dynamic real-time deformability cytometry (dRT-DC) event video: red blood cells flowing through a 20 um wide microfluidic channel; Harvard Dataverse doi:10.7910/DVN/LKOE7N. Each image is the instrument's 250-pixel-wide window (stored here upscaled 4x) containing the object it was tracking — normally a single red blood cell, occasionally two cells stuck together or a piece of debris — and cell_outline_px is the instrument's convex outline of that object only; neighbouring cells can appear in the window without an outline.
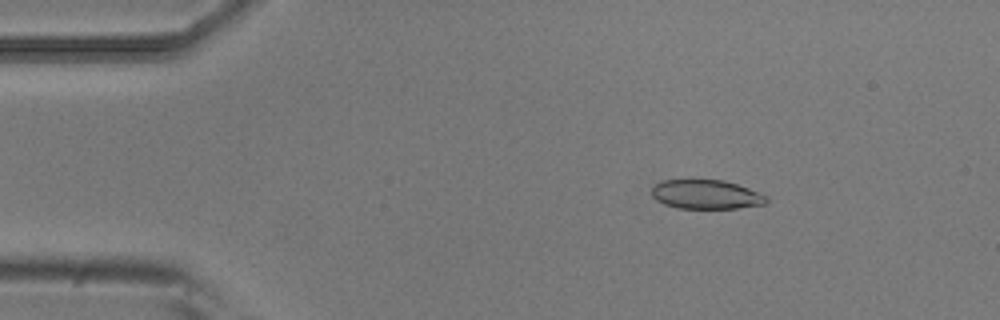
{"species": "common noctule bat (a hibernating species)", "species_latin": "Nyctalus noctula", "temperature_condition": "room temperature", "stored_images_in_passage": 4, "camera_frame_rate_fps": 3000, "um_per_image_px": 0.085, "animal": {"sex": "male", "body_mass_g": 20.5, "forearm_length_mm": 52.5}, "frame": {"image": 1, "passage_image": 2, "time_ms": 0.333, "image_size_px": [1000, 320], "cell_outline_px": [[768, 200], [764, 204], [736, 208], [676, 208], [664, 204], [656, 200], [652, 196], [652, 188], [656, 184], [664, 180], [692, 176], [724, 180], [748, 188], [768, 196]], "centroid_in_image_um": [59.97, 16.47], "position_along_channel_um": 25.0, "area_um2": 20.23}}
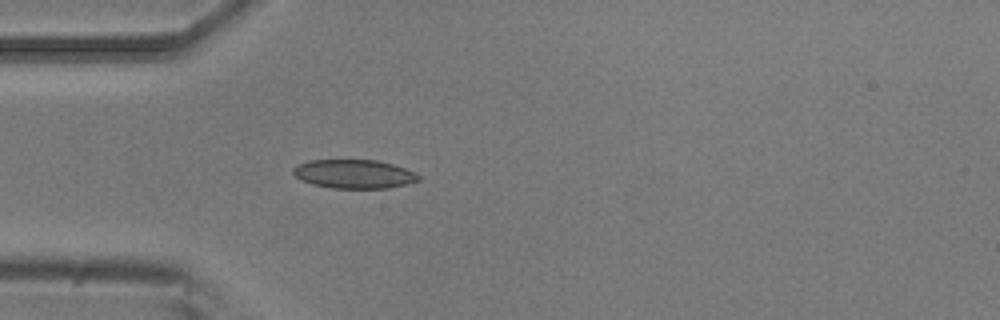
{"frame": {"image": 2, "passage_image": 4, "time_ms": 1.0, "image_size_px": [1000, 320], "cell_outline_px": [[420, 180], [388, 188], [332, 188], [312, 184], [296, 176], [292, 172], [292, 168], [296, 164], [308, 160], [376, 160], [392, 164], [404, 168], [420, 176]], "centroid_in_image_um": [30.05, 14.78], "position_along_channel_um": 55.0, "area_um2": 20.87}}